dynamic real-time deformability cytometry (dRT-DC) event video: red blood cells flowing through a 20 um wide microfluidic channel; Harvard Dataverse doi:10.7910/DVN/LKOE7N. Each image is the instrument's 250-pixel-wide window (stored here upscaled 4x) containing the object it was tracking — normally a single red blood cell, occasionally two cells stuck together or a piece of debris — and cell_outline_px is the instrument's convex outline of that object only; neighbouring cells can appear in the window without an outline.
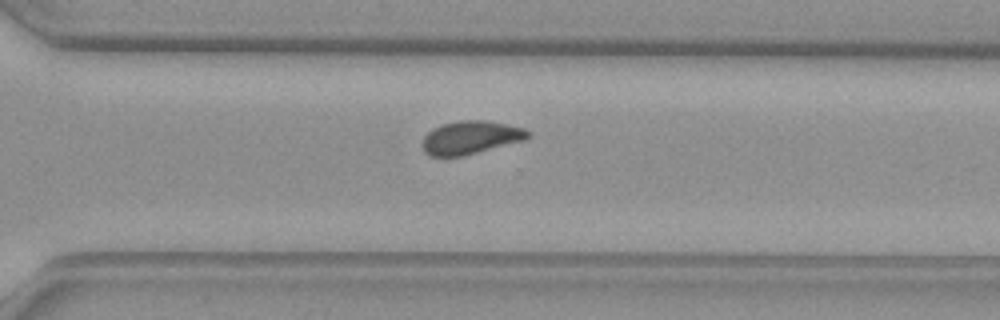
{"species": "common noctule bat (a hibernating species)", "species_latin": "Nyctalus noctula", "temperature_condition": "warm", "stored_images_in_passage": 34, "camera_frame_rate_fps": 3000, "um_per_image_px": 0.085, "animal": {"sex": "female", "body_mass_g": 29.2, "forearm_length_mm": 56.3}, "frame": {"image": 1, "passage_image": 29, "time_ms": 9.333, "image_size_px": [1000, 320], "cell_outline_px": [[532, 136], [524, 140], [464, 156], [432, 156], [424, 152], [420, 144], [424, 136], [432, 128], [440, 124], [460, 120], [484, 120], [508, 124], [524, 128], [532, 132]], "centroid_in_image_um": [40.0, 11.68], "position_along_channel_um": 330.6, "area_um2": 20.75}}